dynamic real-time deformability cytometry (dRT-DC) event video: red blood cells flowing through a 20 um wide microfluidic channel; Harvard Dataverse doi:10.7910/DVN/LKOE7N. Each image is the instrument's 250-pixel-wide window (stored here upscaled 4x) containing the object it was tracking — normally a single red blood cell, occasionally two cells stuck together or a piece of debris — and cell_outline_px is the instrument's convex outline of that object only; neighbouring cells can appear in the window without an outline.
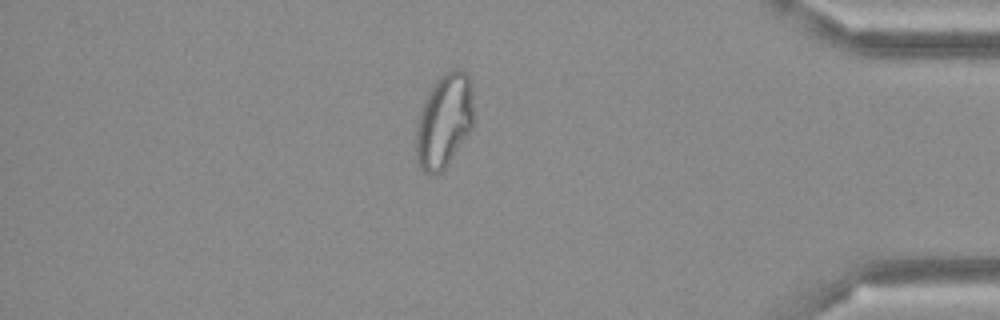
{"species": "Egyptian fruit bat (a non-hibernating species)", "species_latin": "Rousettus aegyptiacus", "temperature_condition": "cold", "stored_images_in_passage": 50, "camera_frame_rate_fps": 3000, "um_per_image_px": 0.085, "frame": {"image": 1, "passage_image": 43, "time_ms": 14.0, "image_size_px": [1000, 320], "cell_outline_px": [[472, 128], [444, 168], [440, 172], [432, 176], [424, 172], [420, 168], [416, 156], [416, 128], [420, 112], [424, 100], [436, 80], [444, 72], [452, 68], [460, 68], [468, 76], [472, 92]], "centroid_in_image_um": [37.73, 10.26], "position_along_channel_um": 397.5, "area_um2": 31.27}}